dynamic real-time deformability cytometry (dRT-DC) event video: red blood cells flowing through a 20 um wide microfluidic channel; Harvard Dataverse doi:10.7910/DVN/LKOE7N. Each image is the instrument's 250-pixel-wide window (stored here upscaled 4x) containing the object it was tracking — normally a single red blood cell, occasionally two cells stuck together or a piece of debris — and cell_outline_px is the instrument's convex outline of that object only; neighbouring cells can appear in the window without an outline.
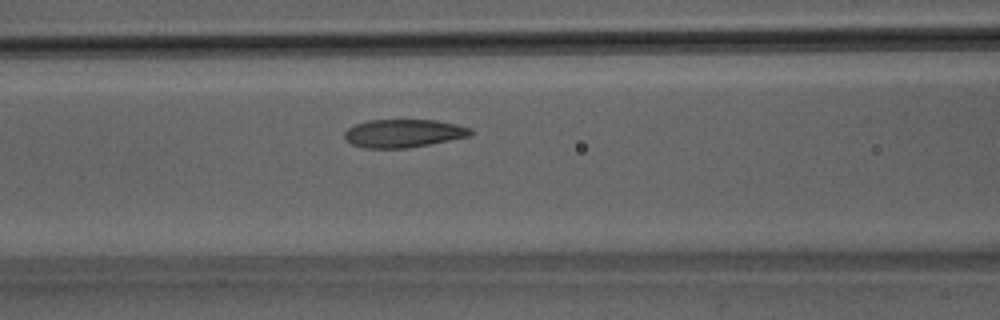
{"species": "Egyptian fruit bat (a non-hibernating species)", "species_latin": "Rousettus aegyptiacus", "temperature_condition": "room temperature", "stored_images_in_passage": 45, "camera_frame_rate_fps": 3000, "um_per_image_px": 0.085, "animal": {"sex": "male"}, "frame": {"image": 1, "passage_image": 16, "time_ms": 5.0, "image_size_px": [1000, 320], "cell_outline_px": [[472, 136], [408, 148], [364, 148], [352, 144], [344, 136], [344, 132], [348, 128], [356, 124], [368, 120], [436, 120], [456, 124], [472, 128]], "centroid_in_image_um": [34.32, 11.33], "position_along_channel_um": 132.3, "area_um2": 20.69}}
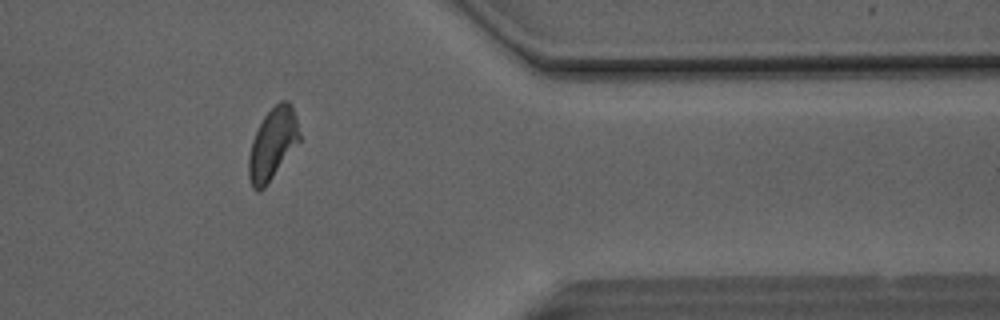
{"frame": {"image": 2, "passage_image": 36, "time_ms": 11.667, "image_size_px": [1000, 320], "cell_outline_px": [[300, 140], [264, 188], [260, 192], [256, 192], [252, 188], [248, 176], [248, 156], [252, 140], [264, 116], [280, 100], [288, 100], [292, 104], [300, 132]], "centroid_in_image_um": [23.16, 12.24], "position_along_channel_um": 388.2, "area_um2": 21.04}}
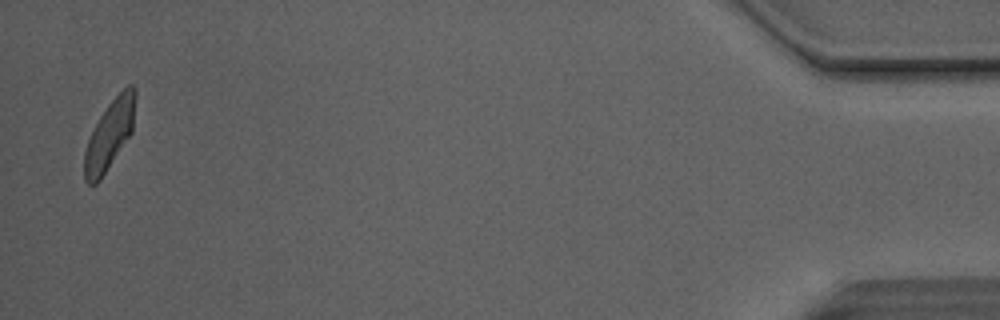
{"frame": {"image": 3, "passage_image": 44, "time_ms": 14.333, "image_size_px": [1000, 320], "cell_outline_px": [[136, 96], [132, 132], [100, 180], [96, 184], [88, 184], [84, 180], [84, 152], [92, 128], [108, 104], [128, 84], [132, 84], [136, 88]], "centroid_in_image_um": [9.31, 11.44], "position_along_channel_um": 425.9, "area_um2": 20.52}, "authors_computed_cell_mechanics": {"area_um2": 21.1548, "velocity_mm_per_s": 4.1002, "shape_relaxation_time_tau1_ms": 4.6045, "shape_relaxation_time_tau2_ms": 1.6769, "deformation_change_tau1": 0.1432, "deformation_change_tau2": 0.084}}